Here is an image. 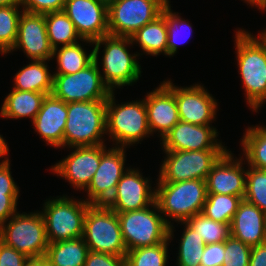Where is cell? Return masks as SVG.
Instances as JSON below:
<instances>
[{
    "label": "cell",
    "instance_id": "6da1fadb",
    "mask_svg": "<svg viewBox=\"0 0 266 266\" xmlns=\"http://www.w3.org/2000/svg\"><path fill=\"white\" fill-rule=\"evenodd\" d=\"M93 46V61L111 91L122 90L139 82L143 73L139 62L141 58L138 51L133 52L130 37L106 35L94 41Z\"/></svg>",
    "mask_w": 266,
    "mask_h": 266
},
{
    "label": "cell",
    "instance_id": "7a4b0ae2",
    "mask_svg": "<svg viewBox=\"0 0 266 266\" xmlns=\"http://www.w3.org/2000/svg\"><path fill=\"white\" fill-rule=\"evenodd\" d=\"M234 30L235 65L249 110L259 114L266 104V48L244 28ZM263 106V107H262ZM255 112V113H254Z\"/></svg>",
    "mask_w": 266,
    "mask_h": 266
},
{
    "label": "cell",
    "instance_id": "3957f363",
    "mask_svg": "<svg viewBox=\"0 0 266 266\" xmlns=\"http://www.w3.org/2000/svg\"><path fill=\"white\" fill-rule=\"evenodd\" d=\"M117 91L106 100V136L109 146L129 148L153 137L148 125L144 97L119 102ZM117 98V99H116ZM136 144V145H135Z\"/></svg>",
    "mask_w": 266,
    "mask_h": 266
},
{
    "label": "cell",
    "instance_id": "277c9868",
    "mask_svg": "<svg viewBox=\"0 0 266 266\" xmlns=\"http://www.w3.org/2000/svg\"><path fill=\"white\" fill-rule=\"evenodd\" d=\"M67 111L63 145L59 150L67 147L108 144L106 100L70 102L67 103Z\"/></svg>",
    "mask_w": 266,
    "mask_h": 266
},
{
    "label": "cell",
    "instance_id": "5b68a950",
    "mask_svg": "<svg viewBox=\"0 0 266 266\" xmlns=\"http://www.w3.org/2000/svg\"><path fill=\"white\" fill-rule=\"evenodd\" d=\"M207 198L206 180L156 182L155 201L169 225L201 213Z\"/></svg>",
    "mask_w": 266,
    "mask_h": 266
},
{
    "label": "cell",
    "instance_id": "8992f818",
    "mask_svg": "<svg viewBox=\"0 0 266 266\" xmlns=\"http://www.w3.org/2000/svg\"><path fill=\"white\" fill-rule=\"evenodd\" d=\"M69 195L60 193L57 196H50L43 200L40 206L49 243L83 236L85 215L91 205L83 198L71 196L70 193Z\"/></svg>",
    "mask_w": 266,
    "mask_h": 266
},
{
    "label": "cell",
    "instance_id": "52a82bcc",
    "mask_svg": "<svg viewBox=\"0 0 266 266\" xmlns=\"http://www.w3.org/2000/svg\"><path fill=\"white\" fill-rule=\"evenodd\" d=\"M18 211L0 226V240L28 258L45 257L49 245L45 220L36 209Z\"/></svg>",
    "mask_w": 266,
    "mask_h": 266
},
{
    "label": "cell",
    "instance_id": "ba28073f",
    "mask_svg": "<svg viewBox=\"0 0 266 266\" xmlns=\"http://www.w3.org/2000/svg\"><path fill=\"white\" fill-rule=\"evenodd\" d=\"M126 250L163 243L169 239L170 225L156 201L141 210L117 213Z\"/></svg>",
    "mask_w": 266,
    "mask_h": 266
},
{
    "label": "cell",
    "instance_id": "9c48e42d",
    "mask_svg": "<svg viewBox=\"0 0 266 266\" xmlns=\"http://www.w3.org/2000/svg\"><path fill=\"white\" fill-rule=\"evenodd\" d=\"M228 149H207L192 151H162V161L158 165L156 182H179L186 180H206L213 165Z\"/></svg>",
    "mask_w": 266,
    "mask_h": 266
},
{
    "label": "cell",
    "instance_id": "30bf717a",
    "mask_svg": "<svg viewBox=\"0 0 266 266\" xmlns=\"http://www.w3.org/2000/svg\"><path fill=\"white\" fill-rule=\"evenodd\" d=\"M90 251L126 256L117 213L105 205H91L85 215L83 236Z\"/></svg>",
    "mask_w": 266,
    "mask_h": 266
},
{
    "label": "cell",
    "instance_id": "8fae6325",
    "mask_svg": "<svg viewBox=\"0 0 266 266\" xmlns=\"http://www.w3.org/2000/svg\"><path fill=\"white\" fill-rule=\"evenodd\" d=\"M174 94L179 120L194 125H213L221 109L218 100L201 82L175 85L171 78L162 81ZM215 121V122H214Z\"/></svg>",
    "mask_w": 266,
    "mask_h": 266
},
{
    "label": "cell",
    "instance_id": "7c38bea8",
    "mask_svg": "<svg viewBox=\"0 0 266 266\" xmlns=\"http://www.w3.org/2000/svg\"><path fill=\"white\" fill-rule=\"evenodd\" d=\"M107 145L109 144L64 148L69 153L46 170L69 183L75 192L77 190L81 193L96 173L102 154L109 148Z\"/></svg>",
    "mask_w": 266,
    "mask_h": 266
},
{
    "label": "cell",
    "instance_id": "4fadbf2b",
    "mask_svg": "<svg viewBox=\"0 0 266 266\" xmlns=\"http://www.w3.org/2000/svg\"><path fill=\"white\" fill-rule=\"evenodd\" d=\"M168 3L165 0H112L108 3L109 35L130 37L156 19Z\"/></svg>",
    "mask_w": 266,
    "mask_h": 266
},
{
    "label": "cell",
    "instance_id": "5bb4252c",
    "mask_svg": "<svg viewBox=\"0 0 266 266\" xmlns=\"http://www.w3.org/2000/svg\"><path fill=\"white\" fill-rule=\"evenodd\" d=\"M111 92L94 61L75 74H53L51 94L65 103L107 100Z\"/></svg>",
    "mask_w": 266,
    "mask_h": 266
},
{
    "label": "cell",
    "instance_id": "9a60e30c",
    "mask_svg": "<svg viewBox=\"0 0 266 266\" xmlns=\"http://www.w3.org/2000/svg\"><path fill=\"white\" fill-rule=\"evenodd\" d=\"M128 150L124 147L110 146L102 154L96 173L88 187L82 192L85 194L82 198L88 204L105 205L110 200L119 180L132 166L126 163Z\"/></svg>",
    "mask_w": 266,
    "mask_h": 266
},
{
    "label": "cell",
    "instance_id": "2e32d148",
    "mask_svg": "<svg viewBox=\"0 0 266 266\" xmlns=\"http://www.w3.org/2000/svg\"><path fill=\"white\" fill-rule=\"evenodd\" d=\"M136 167L131 166L124 173L110 200L105 204L116 213L141 210L155 202L156 178H150L149 174L148 177L143 175V169Z\"/></svg>",
    "mask_w": 266,
    "mask_h": 266
},
{
    "label": "cell",
    "instance_id": "e0dca14e",
    "mask_svg": "<svg viewBox=\"0 0 266 266\" xmlns=\"http://www.w3.org/2000/svg\"><path fill=\"white\" fill-rule=\"evenodd\" d=\"M214 125H194L179 121L163 137L161 150L192 151L207 149H228L219 138L220 131ZM219 138V139H218Z\"/></svg>",
    "mask_w": 266,
    "mask_h": 266
},
{
    "label": "cell",
    "instance_id": "ac0fdd59",
    "mask_svg": "<svg viewBox=\"0 0 266 266\" xmlns=\"http://www.w3.org/2000/svg\"><path fill=\"white\" fill-rule=\"evenodd\" d=\"M63 11L81 39L92 42L109 35L108 3L103 0H66Z\"/></svg>",
    "mask_w": 266,
    "mask_h": 266
},
{
    "label": "cell",
    "instance_id": "d6986e66",
    "mask_svg": "<svg viewBox=\"0 0 266 266\" xmlns=\"http://www.w3.org/2000/svg\"><path fill=\"white\" fill-rule=\"evenodd\" d=\"M18 50L22 51L28 60L52 59L53 48L47 36L44 14L22 12L16 42L5 58Z\"/></svg>",
    "mask_w": 266,
    "mask_h": 266
},
{
    "label": "cell",
    "instance_id": "ffe728a7",
    "mask_svg": "<svg viewBox=\"0 0 266 266\" xmlns=\"http://www.w3.org/2000/svg\"><path fill=\"white\" fill-rule=\"evenodd\" d=\"M228 149L213 165L206 178L207 193L240 196L246 193V161ZM245 165V166H244Z\"/></svg>",
    "mask_w": 266,
    "mask_h": 266
},
{
    "label": "cell",
    "instance_id": "44dd1931",
    "mask_svg": "<svg viewBox=\"0 0 266 266\" xmlns=\"http://www.w3.org/2000/svg\"><path fill=\"white\" fill-rule=\"evenodd\" d=\"M144 103L147 109L148 125L152 136L163 137L179 120L177 102L173 92L162 82L146 92ZM155 134V135H154Z\"/></svg>",
    "mask_w": 266,
    "mask_h": 266
},
{
    "label": "cell",
    "instance_id": "7402d4cb",
    "mask_svg": "<svg viewBox=\"0 0 266 266\" xmlns=\"http://www.w3.org/2000/svg\"><path fill=\"white\" fill-rule=\"evenodd\" d=\"M67 115V103L52 94L46 95L38 114L31 122L33 133H37L45 146L59 149L63 145Z\"/></svg>",
    "mask_w": 266,
    "mask_h": 266
},
{
    "label": "cell",
    "instance_id": "603a6c76",
    "mask_svg": "<svg viewBox=\"0 0 266 266\" xmlns=\"http://www.w3.org/2000/svg\"><path fill=\"white\" fill-rule=\"evenodd\" d=\"M231 236L249 246L265 242L266 214L256 205L243 199L230 224Z\"/></svg>",
    "mask_w": 266,
    "mask_h": 266
},
{
    "label": "cell",
    "instance_id": "cb8c5ba5",
    "mask_svg": "<svg viewBox=\"0 0 266 266\" xmlns=\"http://www.w3.org/2000/svg\"><path fill=\"white\" fill-rule=\"evenodd\" d=\"M13 75L11 89L40 92L50 95L53 89V70L51 61L28 60ZM51 67H50V65ZM50 68V69H49Z\"/></svg>",
    "mask_w": 266,
    "mask_h": 266
},
{
    "label": "cell",
    "instance_id": "d4e9b609",
    "mask_svg": "<svg viewBox=\"0 0 266 266\" xmlns=\"http://www.w3.org/2000/svg\"><path fill=\"white\" fill-rule=\"evenodd\" d=\"M4 97L0 108V118L9 120H21L29 118L32 122L38 114L46 93L21 91L16 89Z\"/></svg>",
    "mask_w": 266,
    "mask_h": 266
},
{
    "label": "cell",
    "instance_id": "484cf974",
    "mask_svg": "<svg viewBox=\"0 0 266 266\" xmlns=\"http://www.w3.org/2000/svg\"><path fill=\"white\" fill-rule=\"evenodd\" d=\"M85 46H90V50ZM93 49V42L85 39L72 45L53 49L51 61L57 64L56 68L52 69L54 71L53 74H75L85 69L94 60Z\"/></svg>",
    "mask_w": 266,
    "mask_h": 266
},
{
    "label": "cell",
    "instance_id": "4316f807",
    "mask_svg": "<svg viewBox=\"0 0 266 266\" xmlns=\"http://www.w3.org/2000/svg\"><path fill=\"white\" fill-rule=\"evenodd\" d=\"M133 46H138L139 56L167 57V27L161 14L130 36Z\"/></svg>",
    "mask_w": 266,
    "mask_h": 266
},
{
    "label": "cell",
    "instance_id": "83f0119b",
    "mask_svg": "<svg viewBox=\"0 0 266 266\" xmlns=\"http://www.w3.org/2000/svg\"><path fill=\"white\" fill-rule=\"evenodd\" d=\"M178 224H180V228H182L179 232V236L176 232L178 230H175V227H177ZM176 236H178V239L176 238ZM174 240H176V242L178 240V248H174L177 249L175 258L176 263L174 265L194 266L200 264L202 254L204 252L205 243L202 237L199 236L196 231L189 227L185 222H178L177 225L172 224L169 228V241L172 242Z\"/></svg>",
    "mask_w": 266,
    "mask_h": 266
},
{
    "label": "cell",
    "instance_id": "f1b7e54d",
    "mask_svg": "<svg viewBox=\"0 0 266 266\" xmlns=\"http://www.w3.org/2000/svg\"><path fill=\"white\" fill-rule=\"evenodd\" d=\"M239 140L241 156L250 167L266 170V125H248Z\"/></svg>",
    "mask_w": 266,
    "mask_h": 266
},
{
    "label": "cell",
    "instance_id": "f546056e",
    "mask_svg": "<svg viewBox=\"0 0 266 266\" xmlns=\"http://www.w3.org/2000/svg\"><path fill=\"white\" fill-rule=\"evenodd\" d=\"M89 248L82 237L49 243L45 258L49 266H84Z\"/></svg>",
    "mask_w": 266,
    "mask_h": 266
},
{
    "label": "cell",
    "instance_id": "4dcf8cb0",
    "mask_svg": "<svg viewBox=\"0 0 266 266\" xmlns=\"http://www.w3.org/2000/svg\"><path fill=\"white\" fill-rule=\"evenodd\" d=\"M172 4H168L162 11V15L166 20L167 27V57L171 58L178 53L179 46L191 40L193 35L192 23L185 18L182 14L172 10Z\"/></svg>",
    "mask_w": 266,
    "mask_h": 266
},
{
    "label": "cell",
    "instance_id": "1f68e13d",
    "mask_svg": "<svg viewBox=\"0 0 266 266\" xmlns=\"http://www.w3.org/2000/svg\"><path fill=\"white\" fill-rule=\"evenodd\" d=\"M44 17L47 36L53 49L60 46L72 45L82 40L73 22L63 10L45 13Z\"/></svg>",
    "mask_w": 266,
    "mask_h": 266
},
{
    "label": "cell",
    "instance_id": "d6a6232c",
    "mask_svg": "<svg viewBox=\"0 0 266 266\" xmlns=\"http://www.w3.org/2000/svg\"><path fill=\"white\" fill-rule=\"evenodd\" d=\"M242 200L240 196L207 193L201 213L216 222L231 224Z\"/></svg>",
    "mask_w": 266,
    "mask_h": 266
},
{
    "label": "cell",
    "instance_id": "836d02e7",
    "mask_svg": "<svg viewBox=\"0 0 266 266\" xmlns=\"http://www.w3.org/2000/svg\"><path fill=\"white\" fill-rule=\"evenodd\" d=\"M170 243L168 239L163 243L127 251L126 266H168Z\"/></svg>",
    "mask_w": 266,
    "mask_h": 266
},
{
    "label": "cell",
    "instance_id": "e575fe53",
    "mask_svg": "<svg viewBox=\"0 0 266 266\" xmlns=\"http://www.w3.org/2000/svg\"><path fill=\"white\" fill-rule=\"evenodd\" d=\"M185 223L202 237L205 245L224 242L231 235L230 224L216 222L203 213H198Z\"/></svg>",
    "mask_w": 266,
    "mask_h": 266
},
{
    "label": "cell",
    "instance_id": "d590c367",
    "mask_svg": "<svg viewBox=\"0 0 266 266\" xmlns=\"http://www.w3.org/2000/svg\"><path fill=\"white\" fill-rule=\"evenodd\" d=\"M23 8L21 5L0 7V51L6 55L14 46Z\"/></svg>",
    "mask_w": 266,
    "mask_h": 266
},
{
    "label": "cell",
    "instance_id": "8d00e7d4",
    "mask_svg": "<svg viewBox=\"0 0 266 266\" xmlns=\"http://www.w3.org/2000/svg\"><path fill=\"white\" fill-rule=\"evenodd\" d=\"M244 199L266 214V170L246 163V193Z\"/></svg>",
    "mask_w": 266,
    "mask_h": 266
},
{
    "label": "cell",
    "instance_id": "74e56055",
    "mask_svg": "<svg viewBox=\"0 0 266 266\" xmlns=\"http://www.w3.org/2000/svg\"><path fill=\"white\" fill-rule=\"evenodd\" d=\"M251 246L233 236L225 240V256L222 266H249Z\"/></svg>",
    "mask_w": 266,
    "mask_h": 266
},
{
    "label": "cell",
    "instance_id": "f35d334b",
    "mask_svg": "<svg viewBox=\"0 0 266 266\" xmlns=\"http://www.w3.org/2000/svg\"><path fill=\"white\" fill-rule=\"evenodd\" d=\"M66 0H21L23 11L30 13L45 14L62 11Z\"/></svg>",
    "mask_w": 266,
    "mask_h": 266
},
{
    "label": "cell",
    "instance_id": "ab89813d",
    "mask_svg": "<svg viewBox=\"0 0 266 266\" xmlns=\"http://www.w3.org/2000/svg\"><path fill=\"white\" fill-rule=\"evenodd\" d=\"M225 256V241L206 244L200 264L205 266H222Z\"/></svg>",
    "mask_w": 266,
    "mask_h": 266
},
{
    "label": "cell",
    "instance_id": "60d3db41",
    "mask_svg": "<svg viewBox=\"0 0 266 266\" xmlns=\"http://www.w3.org/2000/svg\"><path fill=\"white\" fill-rule=\"evenodd\" d=\"M11 166V161L0 166V195H21L20 187L13 177Z\"/></svg>",
    "mask_w": 266,
    "mask_h": 266
},
{
    "label": "cell",
    "instance_id": "b9f144b4",
    "mask_svg": "<svg viewBox=\"0 0 266 266\" xmlns=\"http://www.w3.org/2000/svg\"><path fill=\"white\" fill-rule=\"evenodd\" d=\"M84 266H126V257L89 251Z\"/></svg>",
    "mask_w": 266,
    "mask_h": 266
},
{
    "label": "cell",
    "instance_id": "7bdbcfd3",
    "mask_svg": "<svg viewBox=\"0 0 266 266\" xmlns=\"http://www.w3.org/2000/svg\"><path fill=\"white\" fill-rule=\"evenodd\" d=\"M28 260L23 253L0 240V266H24Z\"/></svg>",
    "mask_w": 266,
    "mask_h": 266
},
{
    "label": "cell",
    "instance_id": "ee69618b",
    "mask_svg": "<svg viewBox=\"0 0 266 266\" xmlns=\"http://www.w3.org/2000/svg\"><path fill=\"white\" fill-rule=\"evenodd\" d=\"M21 195H0V226L18 212Z\"/></svg>",
    "mask_w": 266,
    "mask_h": 266
},
{
    "label": "cell",
    "instance_id": "f6af8a7d",
    "mask_svg": "<svg viewBox=\"0 0 266 266\" xmlns=\"http://www.w3.org/2000/svg\"><path fill=\"white\" fill-rule=\"evenodd\" d=\"M249 266H266V244L251 247Z\"/></svg>",
    "mask_w": 266,
    "mask_h": 266
},
{
    "label": "cell",
    "instance_id": "bcb514c9",
    "mask_svg": "<svg viewBox=\"0 0 266 266\" xmlns=\"http://www.w3.org/2000/svg\"><path fill=\"white\" fill-rule=\"evenodd\" d=\"M5 138L6 137L0 133V166L12 161L11 157H8L11 150H9V144L7 143V140Z\"/></svg>",
    "mask_w": 266,
    "mask_h": 266
},
{
    "label": "cell",
    "instance_id": "7dc6e473",
    "mask_svg": "<svg viewBox=\"0 0 266 266\" xmlns=\"http://www.w3.org/2000/svg\"><path fill=\"white\" fill-rule=\"evenodd\" d=\"M24 266H49L45 257L41 258H29Z\"/></svg>",
    "mask_w": 266,
    "mask_h": 266
},
{
    "label": "cell",
    "instance_id": "c3c4849f",
    "mask_svg": "<svg viewBox=\"0 0 266 266\" xmlns=\"http://www.w3.org/2000/svg\"><path fill=\"white\" fill-rule=\"evenodd\" d=\"M260 31V32H259ZM249 32L253 35V37H255V39L263 46L266 48V27L258 30V32H256L257 34H253V32H251L249 30Z\"/></svg>",
    "mask_w": 266,
    "mask_h": 266
},
{
    "label": "cell",
    "instance_id": "681fc988",
    "mask_svg": "<svg viewBox=\"0 0 266 266\" xmlns=\"http://www.w3.org/2000/svg\"><path fill=\"white\" fill-rule=\"evenodd\" d=\"M21 5V0H0V7Z\"/></svg>",
    "mask_w": 266,
    "mask_h": 266
},
{
    "label": "cell",
    "instance_id": "f907efd6",
    "mask_svg": "<svg viewBox=\"0 0 266 266\" xmlns=\"http://www.w3.org/2000/svg\"><path fill=\"white\" fill-rule=\"evenodd\" d=\"M243 3H245L247 6L252 9V7L256 6V0H241Z\"/></svg>",
    "mask_w": 266,
    "mask_h": 266
},
{
    "label": "cell",
    "instance_id": "816d5d0a",
    "mask_svg": "<svg viewBox=\"0 0 266 266\" xmlns=\"http://www.w3.org/2000/svg\"><path fill=\"white\" fill-rule=\"evenodd\" d=\"M254 9H257L258 11H261L262 14H264L266 12V4H263V5H260V6H255V7H252Z\"/></svg>",
    "mask_w": 266,
    "mask_h": 266
},
{
    "label": "cell",
    "instance_id": "f5cc1de1",
    "mask_svg": "<svg viewBox=\"0 0 266 266\" xmlns=\"http://www.w3.org/2000/svg\"><path fill=\"white\" fill-rule=\"evenodd\" d=\"M266 4V0H256V6Z\"/></svg>",
    "mask_w": 266,
    "mask_h": 266
},
{
    "label": "cell",
    "instance_id": "db71d44e",
    "mask_svg": "<svg viewBox=\"0 0 266 266\" xmlns=\"http://www.w3.org/2000/svg\"><path fill=\"white\" fill-rule=\"evenodd\" d=\"M103 1H105V2L109 3V2H110V1H112V0H103Z\"/></svg>",
    "mask_w": 266,
    "mask_h": 266
},
{
    "label": "cell",
    "instance_id": "11a10c76",
    "mask_svg": "<svg viewBox=\"0 0 266 266\" xmlns=\"http://www.w3.org/2000/svg\"><path fill=\"white\" fill-rule=\"evenodd\" d=\"M194 266H205V265H202V264H197V265H194Z\"/></svg>",
    "mask_w": 266,
    "mask_h": 266
}]
</instances>
